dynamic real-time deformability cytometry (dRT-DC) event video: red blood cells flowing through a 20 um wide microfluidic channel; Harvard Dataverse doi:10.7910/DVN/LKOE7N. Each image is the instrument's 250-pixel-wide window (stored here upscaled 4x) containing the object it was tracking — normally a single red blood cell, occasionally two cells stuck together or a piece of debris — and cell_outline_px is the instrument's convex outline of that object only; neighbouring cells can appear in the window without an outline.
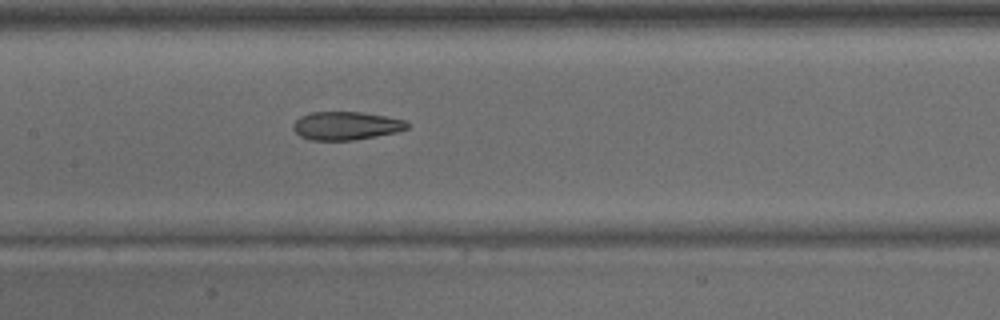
{"species": "common noctule bat (a hibernating species)", "species_latin": "Nyctalus noctula", "temperature_condition": "warm", "stored_images_in_passage": 34, "camera_frame_rate_fps": 3000, "um_per_image_px": 0.085, "animal": {"sex": "male", "body_mass_g": 15.6}, "frame": {"image": 1, "passage_image": 20, "time_ms": 6.333, "image_size_px": [1000, 320], "cell_outline_px": [[408, 128], [396, 132], [376, 136], [352, 140], [312, 140], [300, 136], [292, 128], [292, 124], [300, 116], [312, 112], [364, 112], [404, 120], [408, 124]], "centroid_in_image_um": [29.38, 10.68], "position_along_channel_um": 178.0, "area_um2": 18.67}}